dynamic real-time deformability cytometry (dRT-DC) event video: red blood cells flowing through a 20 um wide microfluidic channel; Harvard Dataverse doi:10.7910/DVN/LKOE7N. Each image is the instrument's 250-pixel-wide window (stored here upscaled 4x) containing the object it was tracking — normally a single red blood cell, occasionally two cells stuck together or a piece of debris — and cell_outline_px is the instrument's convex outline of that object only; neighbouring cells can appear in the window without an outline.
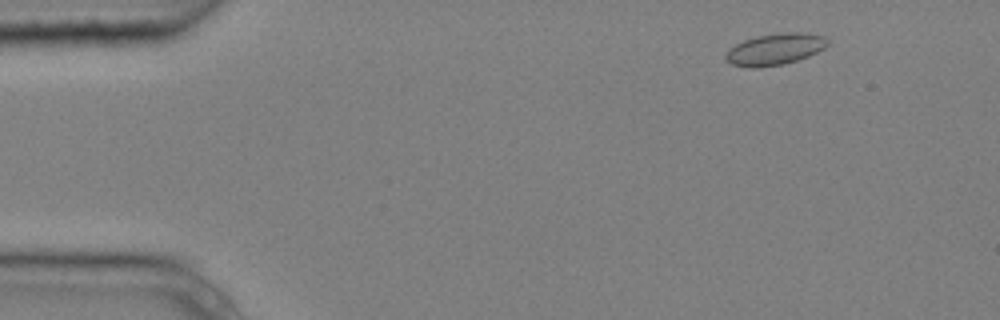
{"species": "common noctule bat (a hibernating species)", "species_latin": "Nyctalus noctula", "temperature_condition": "cold", "stored_images_in_passage": 5, "camera_frame_rate_fps": 3000, "um_per_image_px": 0.085, "animal": {"sex": "male", "body_mass_g": 20.4}, "frame": {"image": 1, "passage_image": 2, "time_ms": 0.333, "image_size_px": [1000, 320], "cell_outline_px": [[828, 44], [824, 48], [808, 56], [784, 64], [756, 68], [752, 68], [732, 64], [724, 56], [736, 44], [744, 40], [756, 36], [784, 32], [804, 32], [824, 36], [828, 40]], "centroid_in_image_um": [65.9, 4.17], "position_along_channel_um": 19.1, "area_um2": 18.5}}
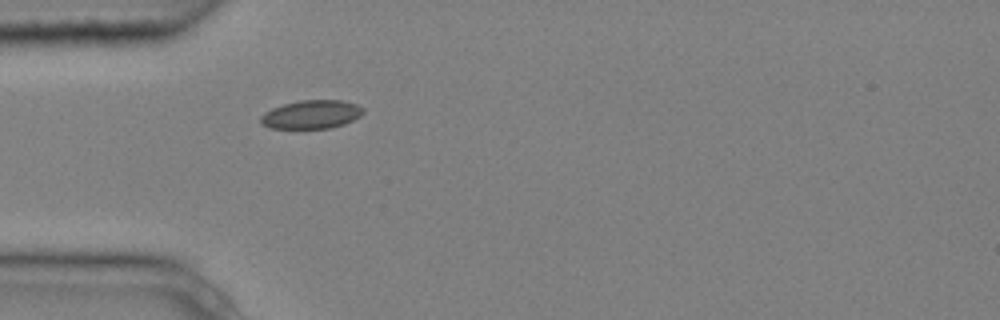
{"frame": {"image": 2, "passage_image": 5, "time_ms": 1.333, "image_size_px": [1000, 320], "cell_outline_px": [[364, 112], [360, 116], [344, 124], [332, 128], [268, 128], [260, 120], [260, 116], [264, 112], [272, 108], [284, 104], [300, 100], [344, 100], [356, 104], [364, 108]], "centroid_in_image_um": [26.49, 9.72], "position_along_channel_um": 58.5, "area_um2": 17.05}}